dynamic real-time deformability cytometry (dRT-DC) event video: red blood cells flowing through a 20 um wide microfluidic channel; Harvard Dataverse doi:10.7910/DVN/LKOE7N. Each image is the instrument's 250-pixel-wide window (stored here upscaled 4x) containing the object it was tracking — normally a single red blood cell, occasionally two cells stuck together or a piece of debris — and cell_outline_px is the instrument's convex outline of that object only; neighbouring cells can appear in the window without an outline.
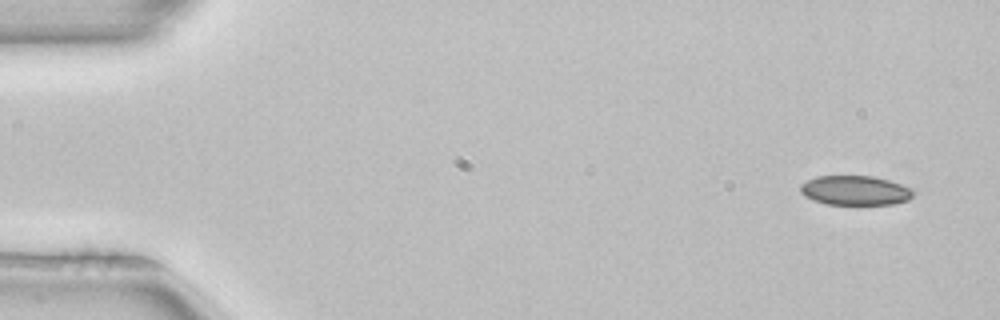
{"species": "common noctule bat (a hibernating species)", "species_latin": "Nyctalus noctula", "temperature_condition": "room temperature", "stored_images_in_passage": 5, "camera_frame_rate_fps": 3000, "um_per_image_px": 0.085, "animal": {"sex": "female", "body_mass_g": 22.7, "forearm_length_mm": 54.2}, "frame": {"image": 1, "passage_image": 1, "time_ms": 0.0, "image_size_px": [1000, 320], "cell_outline_px": [[916, 192], [908, 200], [892, 204], [828, 204], [812, 200], [804, 196], [800, 192], [800, 184], [816, 176], [872, 176], [888, 180], [912, 188]], "centroid_in_image_um": [72.68, 16.18], "position_along_channel_um": 12.3, "area_um2": 19.42}}
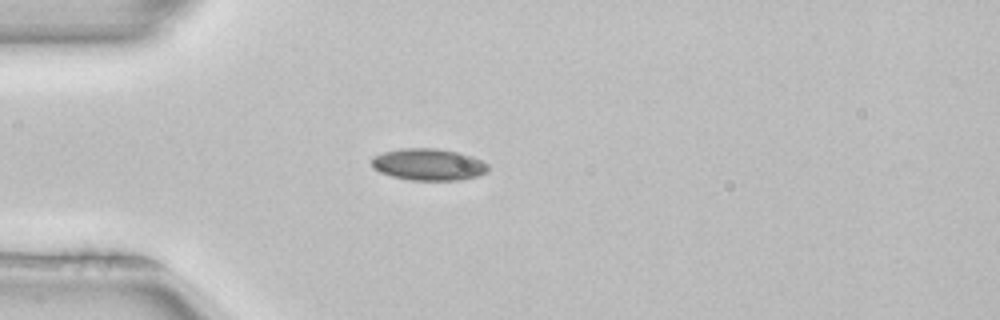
{"frame": {"image": 2, "passage_image": 4, "time_ms": 1.0, "image_size_px": [1000, 320], "cell_outline_px": [[488, 172], [476, 176], [460, 180], [412, 180], [392, 176], [380, 172], [372, 164], [372, 156], [384, 152], [400, 148], [436, 148], [460, 152], [472, 156], [488, 164]], "centroid_in_image_um": [36.44, 13.97], "position_along_channel_um": 48.6, "area_um2": 21.56}}